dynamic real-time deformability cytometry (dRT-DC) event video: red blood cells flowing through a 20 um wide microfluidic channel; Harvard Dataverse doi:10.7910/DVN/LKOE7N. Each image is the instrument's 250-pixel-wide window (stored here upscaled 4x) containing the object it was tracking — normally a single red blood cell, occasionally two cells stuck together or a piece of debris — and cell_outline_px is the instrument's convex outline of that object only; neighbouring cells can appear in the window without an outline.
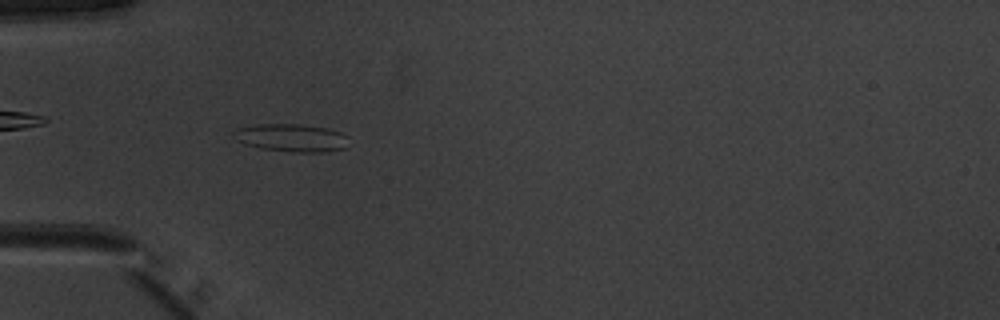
{"species": "common noctule bat (a hibernating species)", "species_latin": "Nyctalus noctula", "temperature_condition": "warm", "stored_images_in_passage": 51, "camera_frame_rate_fps": 3000, "um_per_image_px": 0.085, "animal": {"sex": "male", "body_mass_g": 20.1, "forearm_length_mm": 53.5}, "frame": {"image": 1, "passage_image": 16, "time_ms": 5.0, "image_size_px": [1000, 320], "cell_outline_px": [[348, 136], [344, 148], [324, 152], [292, 152], [260, 148], [244, 144], [236, 140], [232, 132], [236, 128], [256, 124], [300, 124], [328, 128], [340, 132]], "centroid_in_image_um": [24.73, 11.7], "position_along_channel_um": 60.3, "area_um2": 18.73}}
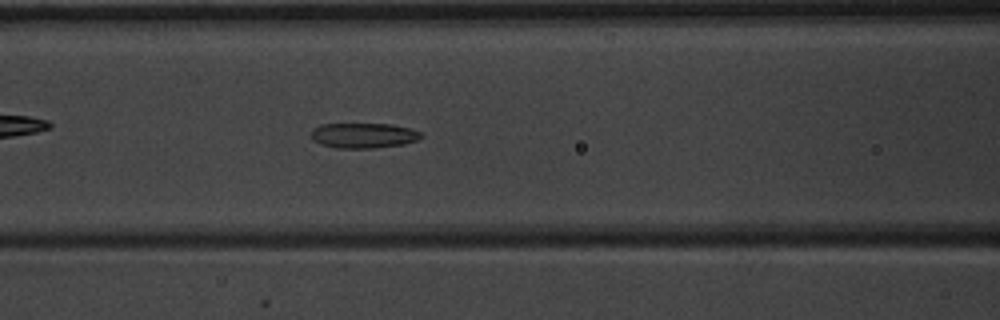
{"frame": {"image": 2, "passage_image": 22, "time_ms": 7.0, "image_size_px": [1000, 320], "cell_outline_px": [[424, 136], [420, 140], [404, 144], [376, 148], [336, 148], [320, 144], [312, 140], [312, 128], [320, 124], [392, 124], [408, 128], [420, 132]], "centroid_in_image_um": [30.91, 11.52], "position_along_channel_um": 135.7, "area_um2": 16.3}}
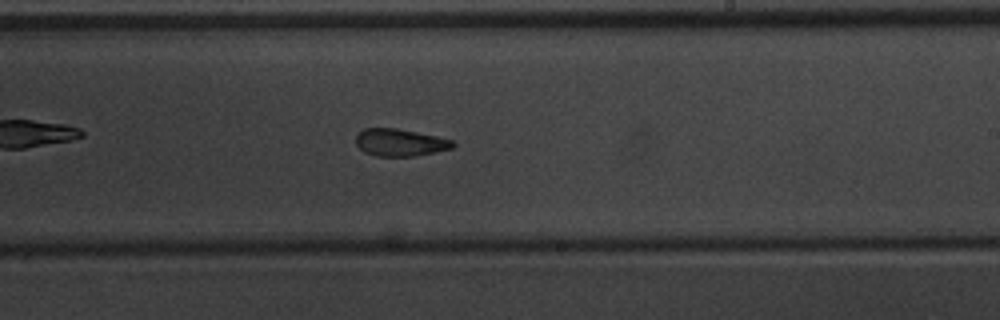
{"frame": {"image": 3, "passage_image": 31, "time_ms": 10.0, "image_size_px": [1000, 320], "cell_outline_px": [[456, 144], [452, 148], [416, 156], [376, 156], [364, 152], [356, 144], [356, 136], [364, 128], [396, 128], [436, 136], [452, 140]], "centroid_in_image_um": [33.99, 12.11], "position_along_channel_um": 255.0, "area_um2": 15.32}, "authors_computed_cell_mechanics": {"area_um2": 16.9354, "velocity_mm_per_s": 3.9836, "shape_relaxation_time_tau1_ms": 7.0386, "shape_relaxation_time_tau2_ms": 2.4556, "deformation_change_tau1": 0.1761, "deformation_change_tau2": 0.0981}}